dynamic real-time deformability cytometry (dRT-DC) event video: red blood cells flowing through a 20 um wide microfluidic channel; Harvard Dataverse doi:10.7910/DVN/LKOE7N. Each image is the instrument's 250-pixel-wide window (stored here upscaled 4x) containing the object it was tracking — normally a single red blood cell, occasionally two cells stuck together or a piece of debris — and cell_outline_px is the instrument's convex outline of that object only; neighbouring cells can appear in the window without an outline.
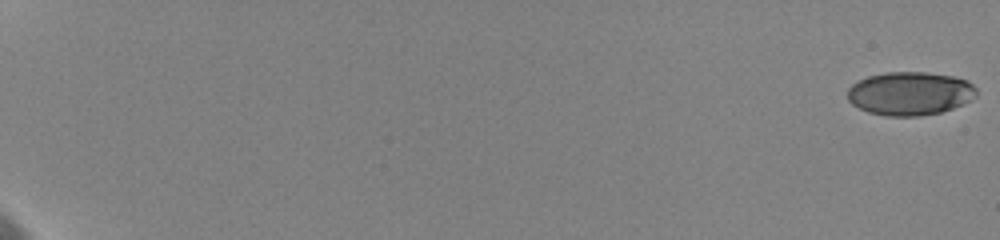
{"species": "human", "species_latin": "Homo sapiens", "temperature_condition": "cold", "stored_images_in_passage": 28, "camera_frame_rate_fps": 3000, "um_per_image_px": 0.085, "donor": {"sex": "female"}, "frame": {"image": 1, "passage_image": 1, "time_ms": 0.0, "image_size_px": [1000, 240], "cell_outline_px": [[976, 96], [952, 108], [940, 112], [920, 116], [888, 116], [868, 112], [852, 104], [848, 100], [848, 88], [852, 84], [868, 76], [888, 72], [924, 72], [952, 76], [968, 80], [976, 88]], "centroid_in_image_um": [77.33, 7.94], "position_along_channel_um": 7.7, "area_um2": 32.43}}
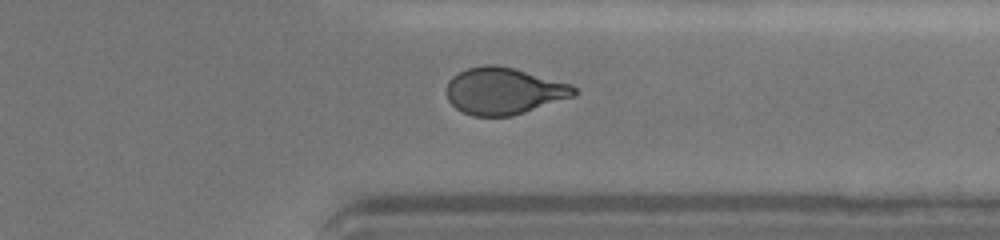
{"frame": {"image": 2, "passage_image": 24, "time_ms": 16.333, "image_size_px": [1000, 240], "cell_outline_px": [[576, 96], [512, 116], [472, 116], [456, 108], [448, 100], [448, 80], [452, 76], [468, 68], [484, 64], [496, 64], [512, 68], [572, 84], [576, 88]], "centroid_in_image_um": [42.84, 7.73], "position_along_channel_um": 368.6, "area_um2": 34.68}}
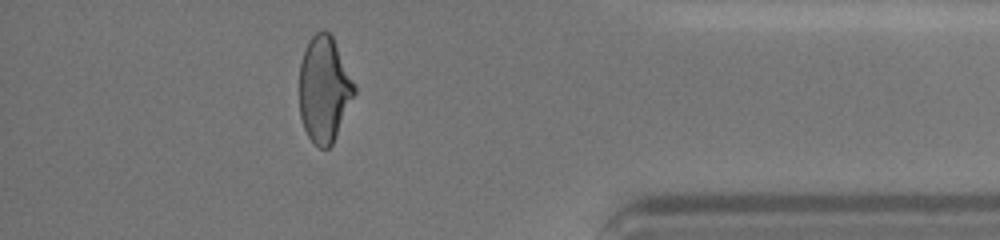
{"frame": {"image": 3, "passage_image": 27, "time_ms": 18.0, "image_size_px": [1000, 240], "cell_outline_px": [[356, 92], [332, 144], [328, 148], [320, 148], [308, 136], [304, 128], [300, 116], [300, 64], [304, 52], [312, 36], [316, 32], [328, 32], [332, 36], [356, 88]], "centroid_in_image_um": [27.55, 7.62], "position_along_channel_um": 407.7, "area_um2": 33.18}, "authors_computed_cell_mechanics": {"area_um2": 34.7378, "velocity_mm_per_s": 3.6186, "shape_relaxation_time_tau1_ms": 4.5803, "shape_relaxation_time_tau2_ms": 1.7051, "deformation_change_tau1": 0.1552, "deformation_change_tau2": 0.0801}}